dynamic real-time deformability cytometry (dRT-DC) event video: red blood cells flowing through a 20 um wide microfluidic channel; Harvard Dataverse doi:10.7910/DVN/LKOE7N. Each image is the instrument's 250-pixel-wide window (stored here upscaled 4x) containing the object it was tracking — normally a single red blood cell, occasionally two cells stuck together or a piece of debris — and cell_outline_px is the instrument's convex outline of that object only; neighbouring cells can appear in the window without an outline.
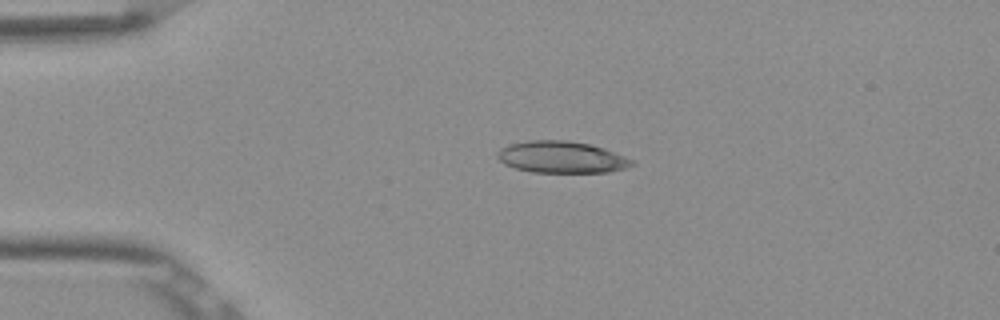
{"species": "Egyptian fruit bat (a non-hibernating species)", "species_latin": "Rousettus aegyptiacus", "temperature_condition": "room temperature", "stored_images_in_passage": 4, "camera_frame_rate_fps": 3000, "um_per_image_px": 0.085, "frame": {"image": 1, "passage_image": 3, "time_ms": 0.667, "image_size_px": [1000, 320], "cell_outline_px": [[636, 164], [628, 168], [608, 172], [532, 172], [516, 168], [504, 164], [496, 156], [496, 152], [500, 148], [512, 144], [528, 140], [568, 140], [588, 144], [604, 148], [624, 156], [632, 160]], "centroid_in_image_um": [47.74, 13.36], "position_along_channel_um": 37.3, "area_um2": 24.85}}